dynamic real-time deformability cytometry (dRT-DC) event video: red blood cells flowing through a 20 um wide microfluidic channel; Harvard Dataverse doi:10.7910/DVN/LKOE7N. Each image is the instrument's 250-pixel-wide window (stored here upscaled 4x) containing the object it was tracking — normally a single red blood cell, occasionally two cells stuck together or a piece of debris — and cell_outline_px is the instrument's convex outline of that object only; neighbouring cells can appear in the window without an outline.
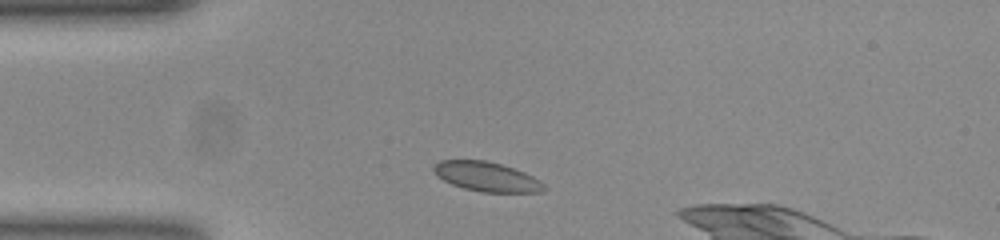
{"species": "common noctule bat (a hibernating species)", "species_latin": "Nyctalus noctula", "temperature_condition": "room temperature", "stored_images_in_passage": 35, "camera_frame_rate_fps": 3000, "um_per_image_px": 0.085, "animal": {"sex": "female", "body_mass_g": 23.0, "forearm_length_mm": 53.4}, "frame": {"image": 1, "passage_image": 1, "time_ms": 0.0, "image_size_px": [1000, 240], "cell_outline_px": [[548, 188], [544, 192], [480, 192], [464, 188], [452, 184], [436, 176], [432, 168], [440, 160], [484, 160], [500, 164], [524, 172], [540, 180]], "centroid_in_image_um": [41.38, 15.03], "position_along_channel_um": 43.6, "area_um2": 18.96}}
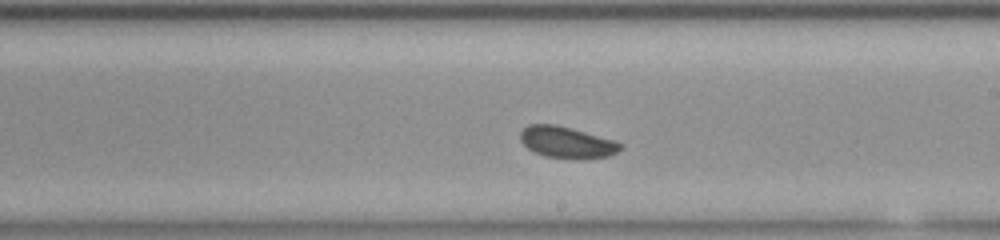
{"frame": {"image": 2, "passage_image": 18, "time_ms": 5.667, "image_size_px": [1000, 240], "cell_outline_px": [[624, 148], [608, 156], [544, 156], [528, 148], [520, 140], [520, 132], [528, 124], [552, 124], [616, 140], [624, 144]], "centroid_in_image_um": [48.17, 12.05], "position_along_channel_um": 240.8, "area_um2": 17.46}}
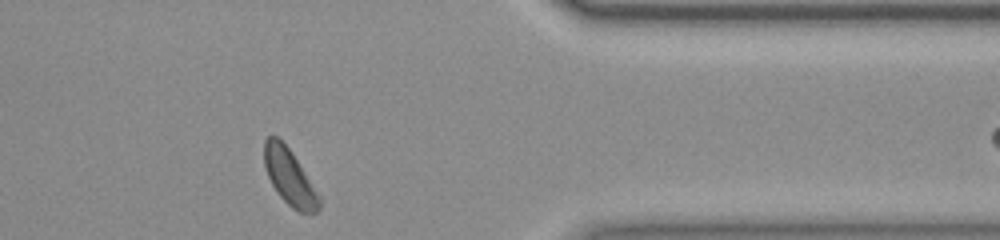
{"frame": {"image": 3, "passage_image": 31, "time_ms": 10.0, "image_size_px": [1000, 240], "cell_outline_px": [[320, 208], [316, 212], [300, 212], [292, 208], [280, 196], [272, 184], [268, 176], [264, 164], [264, 140], [268, 136], [276, 136], [288, 148], [320, 196]], "centroid_in_image_um": [24.59, 15.06], "position_along_channel_um": 386.8, "area_um2": 17.4}, "authors_computed_cell_mechanics": {"area_um2": 18.2648, "velocity_mm_per_s": 3.8261, "shape_relaxation_time_tau1_ms": 4.3392, "shape_relaxation_time_tau2_ms": null, "deformation_change_tau1": 0.0559, "deformation_change_tau2": null}}